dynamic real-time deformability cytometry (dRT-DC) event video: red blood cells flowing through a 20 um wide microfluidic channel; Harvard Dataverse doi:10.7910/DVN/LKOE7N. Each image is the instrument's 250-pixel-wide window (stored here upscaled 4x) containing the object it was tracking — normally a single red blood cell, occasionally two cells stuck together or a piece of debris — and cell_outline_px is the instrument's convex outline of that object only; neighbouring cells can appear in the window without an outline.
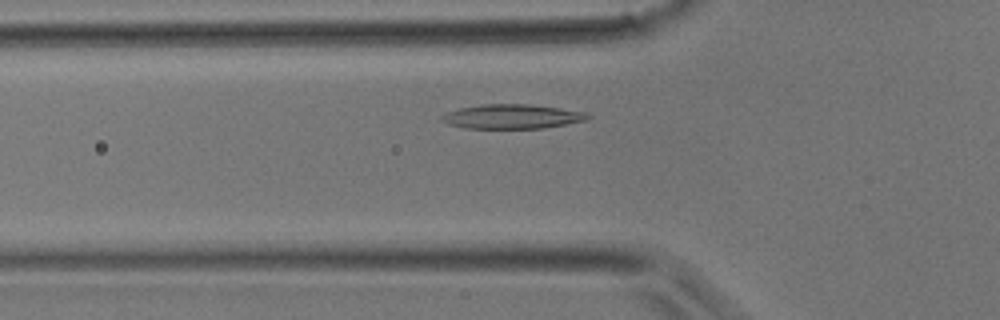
{"species": "common noctule bat (a hibernating species)", "species_latin": "Nyctalus noctula", "temperature_condition": "room temperature", "stored_images_in_passage": 33, "camera_frame_rate_fps": 3000, "um_per_image_px": 0.085, "animal": {"sex": "male", "body_mass_g": 17.9}, "frame": {"image": 1, "passage_image": 7, "time_ms": 2.0, "image_size_px": [1000, 320], "cell_outline_px": [[592, 116], [588, 120], [544, 128], [464, 128], [448, 124], [440, 120], [440, 116], [448, 112], [460, 108], [484, 104], [528, 104], [584, 112]], "centroid_in_image_um": [43.51, 9.91], "position_along_channel_um": 82.3, "area_um2": 20.58}}
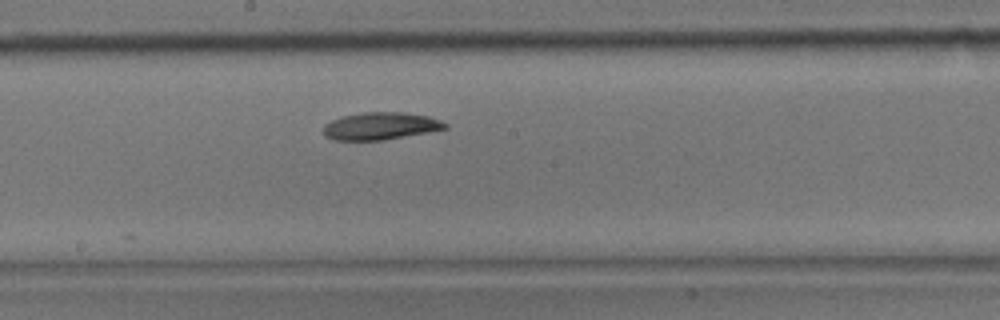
{"frame": {"image": 2, "passage_image": 15, "time_ms": 4.667, "image_size_px": [1000, 320], "cell_outline_px": [[448, 128], [428, 132], [384, 140], [336, 140], [324, 136], [324, 124], [340, 116], [364, 112], [404, 112], [428, 116], [440, 120], [448, 124]], "centroid_in_image_um": [32.34, 10.71], "position_along_channel_um": 215.9, "area_um2": 19.48}}
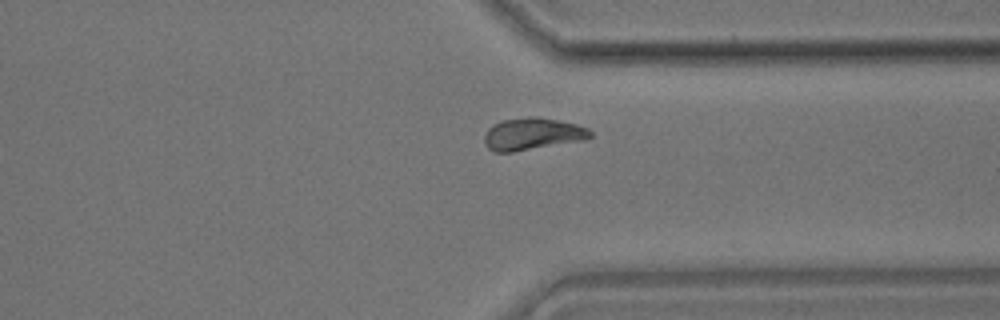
{"frame": {"image": 3, "passage_image": 24, "time_ms": 7.667, "image_size_px": [1000, 320], "cell_outline_px": [[592, 136], [584, 140], [512, 152], [496, 152], [488, 148], [484, 144], [484, 136], [488, 128], [492, 124], [504, 120], [528, 116], [556, 120], [576, 124], [588, 128], [592, 132]], "centroid_in_image_um": [45.23, 11.39], "position_along_channel_um": 366.2, "area_um2": 19.71}}